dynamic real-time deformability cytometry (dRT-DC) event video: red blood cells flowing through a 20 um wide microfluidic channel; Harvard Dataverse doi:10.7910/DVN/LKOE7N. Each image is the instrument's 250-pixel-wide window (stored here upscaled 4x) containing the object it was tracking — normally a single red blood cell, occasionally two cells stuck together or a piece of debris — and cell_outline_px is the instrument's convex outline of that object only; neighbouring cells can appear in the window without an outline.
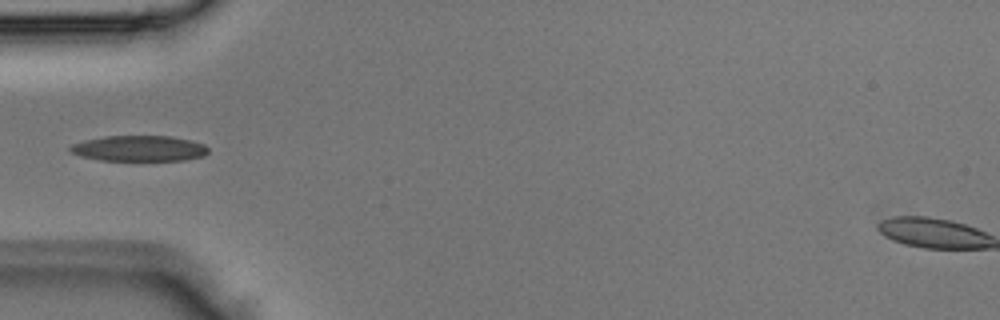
{"species": "Egyptian fruit bat (a non-hibernating species)", "species_latin": "Rousettus aegyptiacus", "temperature_condition": "room temperature", "stored_images_in_passage": 3, "camera_frame_rate_fps": 3000, "um_per_image_px": 0.085, "animal": {"sex": "male"}, "frame": {"image": 1, "passage_image": 3, "time_ms": 0.667, "image_size_px": [1000, 320], "cell_outline_px": [[208, 152], [204, 156], [184, 160], [100, 160], [80, 156], [72, 152], [68, 148], [72, 144], [84, 140], [104, 136], [172, 136], [192, 140], [204, 144], [208, 148]], "centroid_in_image_um": [11.84, 12.61], "position_along_channel_um": 73.2, "area_um2": 20.69}}